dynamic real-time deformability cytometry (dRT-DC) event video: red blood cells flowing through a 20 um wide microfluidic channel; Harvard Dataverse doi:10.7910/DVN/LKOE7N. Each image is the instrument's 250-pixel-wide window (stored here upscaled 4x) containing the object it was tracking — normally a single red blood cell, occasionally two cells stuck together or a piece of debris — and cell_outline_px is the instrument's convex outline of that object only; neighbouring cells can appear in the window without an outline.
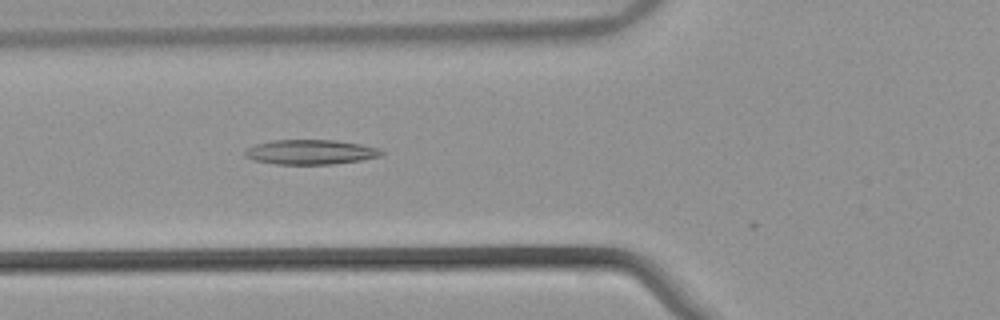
{"species": "common noctule bat (a hibernating species)", "species_latin": "Nyctalus noctula", "temperature_condition": "warm", "stored_images_in_passage": 37, "camera_frame_rate_fps": 3000, "um_per_image_px": 0.085, "animal": {"sex": "male", "body_mass_g": 21.5, "forearm_length_mm": 52.0}, "frame": {"image": 1, "passage_image": 4, "time_ms": 1.0, "image_size_px": [1000, 320], "cell_outline_px": [[384, 152], [380, 156], [360, 160], [332, 164], [276, 164], [252, 160], [244, 156], [244, 152], [248, 148], [256, 144], [272, 140], [336, 140], [360, 144], [380, 148]], "centroid_in_image_um": [26.38, 12.92], "position_along_channel_um": 99.4, "area_um2": 19.65}}
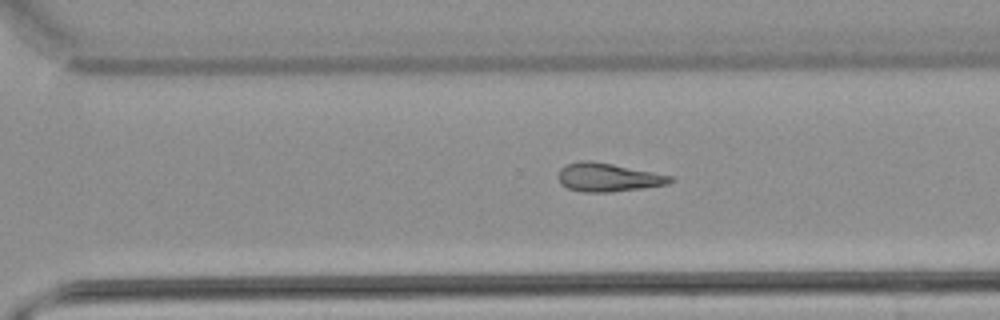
{"frame": {"image": 2, "passage_image": 21, "time_ms": 6.667, "image_size_px": [1000, 320], "cell_outline_px": [[676, 180], [668, 184], [644, 188], [612, 192], [580, 192], [568, 188], [560, 184], [556, 176], [560, 168], [564, 164], [580, 160], [588, 160], [612, 164], [672, 176]], "centroid_in_image_um": [51.63, 15.08], "position_along_channel_um": 319.0, "area_um2": 18.84}}
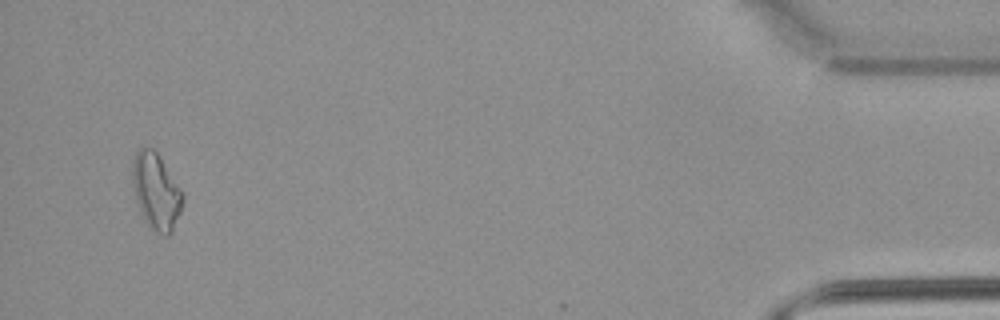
{"frame": {"image": 3, "passage_image": 35, "time_ms": 11.333, "image_size_px": [1000, 320], "cell_outline_px": [[184, 200], [180, 212], [172, 232], [168, 236], [164, 236], [148, 228], [140, 212], [136, 200], [132, 184], [132, 160], [136, 148], [144, 144], [152, 148], [156, 152], [180, 188], [184, 196]], "centroid_in_image_um": [13.23, 16.25], "position_along_channel_um": 422.0, "area_um2": 22.72}}